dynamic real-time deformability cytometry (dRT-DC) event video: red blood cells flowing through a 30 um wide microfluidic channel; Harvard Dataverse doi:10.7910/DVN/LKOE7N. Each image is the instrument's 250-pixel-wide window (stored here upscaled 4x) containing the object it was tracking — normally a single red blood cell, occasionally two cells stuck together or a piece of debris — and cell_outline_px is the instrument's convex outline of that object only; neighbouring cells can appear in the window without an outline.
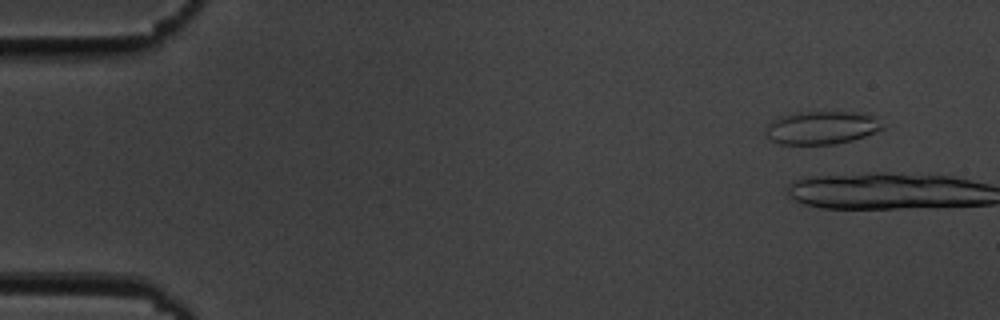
{"species": "common noctule bat (a hibernating species)", "species_latin": "Nyctalus noctula", "temperature_condition": "cold", "stored_images_in_passage": 3, "camera_frame_rate_fps": 3000, "um_per_image_px": 0.085, "animal": {"sex": "male", "body_mass_g": 19.5, "forearm_length_mm": 54.6}, "frame": {"image": 1, "passage_image": 1, "time_ms": 0.0, "image_size_px": [1000, 320], "cell_outline_px": [[884, 128], [876, 132], [852, 140], [836, 144], [780, 144], [764, 136], [764, 132], [768, 124], [772, 120], [780, 116], [796, 112], [868, 112]], "centroid_in_image_um": [69.79, 10.85], "position_along_channel_um": 15.2, "area_um2": 22.6}}